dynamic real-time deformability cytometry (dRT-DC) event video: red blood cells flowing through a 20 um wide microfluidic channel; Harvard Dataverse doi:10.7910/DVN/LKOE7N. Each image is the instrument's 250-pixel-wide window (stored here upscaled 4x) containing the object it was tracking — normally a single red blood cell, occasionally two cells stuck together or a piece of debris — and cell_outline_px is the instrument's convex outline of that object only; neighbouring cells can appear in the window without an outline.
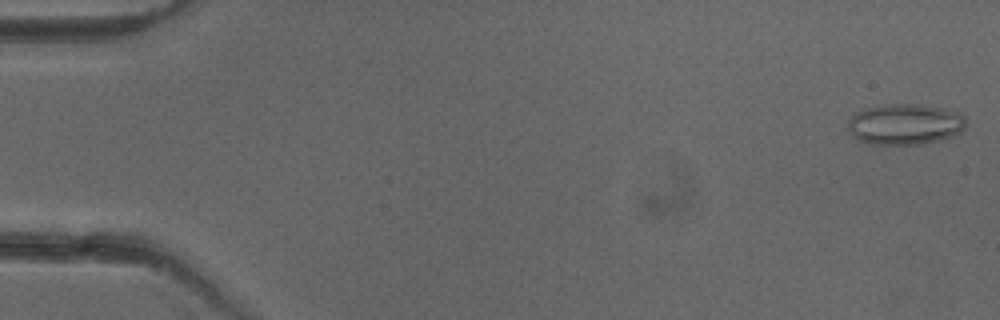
{"species": "common noctule bat (a hibernating species)", "species_latin": "Nyctalus noctula", "temperature_condition": "cold", "stored_images_in_passage": 51, "camera_frame_rate_fps": 3000, "um_per_image_px": 0.085, "animal": {"sex": "female"}, "frame": {"image": 1, "passage_image": 1, "time_ms": 0.0, "image_size_px": [1000, 320], "cell_outline_px": [[964, 128], [960, 132], [952, 136], [940, 140], [920, 144], [868, 144], [856, 140], [848, 132], [848, 120], [856, 112], [864, 108], [884, 104], [916, 104], [940, 108], [960, 112], [964, 116]], "centroid_in_image_um": [76.87, 10.56], "position_along_channel_um": 8.1, "area_um2": 28.26}}
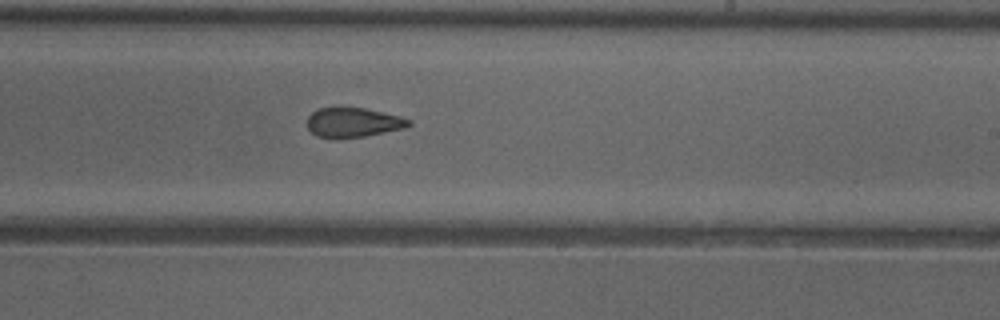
{"frame": {"image": 2, "passage_image": 31, "time_ms": 10.0, "image_size_px": [1000, 320], "cell_outline_px": [[412, 124], [404, 128], [364, 136], [316, 136], [308, 128], [308, 116], [316, 108], [336, 104], [340, 104], [364, 108], [400, 116], [412, 120]], "centroid_in_image_um": [30.0, 10.32], "position_along_channel_um": 259.0, "area_um2": 17.69}}
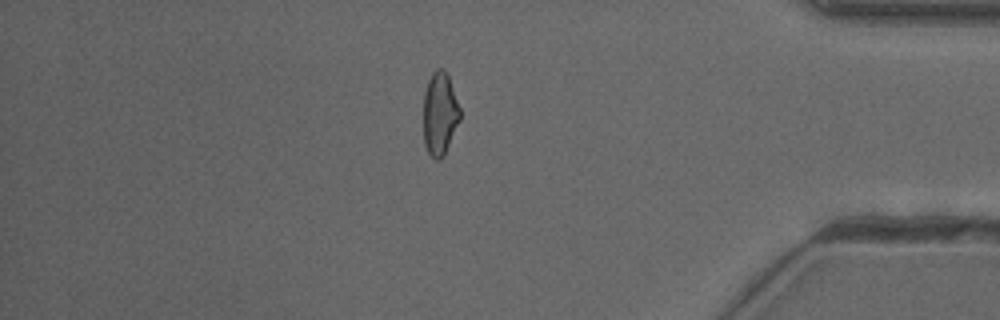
{"frame": {"image": 3, "passage_image": 44, "time_ms": 14.333, "image_size_px": [1000, 320], "cell_outline_px": [[460, 120], [444, 156], [440, 160], [436, 160], [428, 152], [424, 144], [424, 92], [428, 80], [432, 72], [436, 68], [444, 68], [448, 76], [460, 108]], "centroid_in_image_um": [37.38, 9.66], "position_along_channel_um": 397.8, "area_um2": 17.74}, "authors_computed_cell_mechanics": {"area_um2": 18.8428, "velocity_mm_per_s": 3.9831, "shape_relaxation_time_tau1_ms": null, "shape_relaxation_time_tau2_ms": 1.9368, "deformation_change_tau1": null, "deformation_change_tau2": 0.0888}}